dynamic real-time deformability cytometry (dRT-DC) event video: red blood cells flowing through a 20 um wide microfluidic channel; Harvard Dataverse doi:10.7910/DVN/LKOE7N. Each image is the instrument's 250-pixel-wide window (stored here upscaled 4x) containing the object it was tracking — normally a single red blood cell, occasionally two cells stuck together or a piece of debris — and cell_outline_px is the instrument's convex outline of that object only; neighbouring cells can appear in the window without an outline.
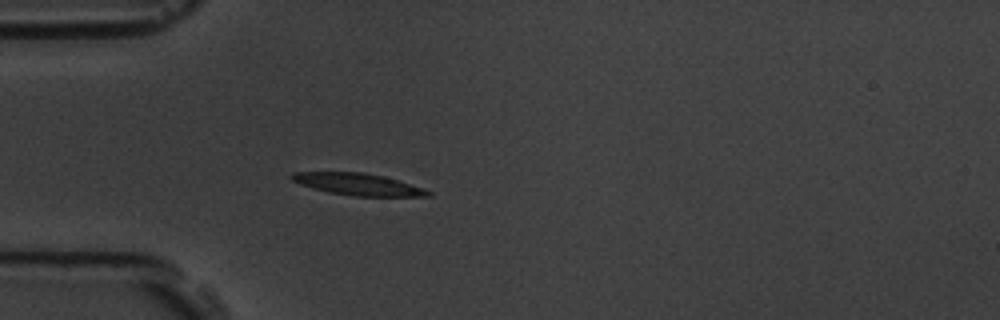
{"species": "common noctule bat (a hibernating species)", "species_latin": "Nyctalus noctula", "temperature_condition": "room temperature", "stored_images_in_passage": 4, "camera_frame_rate_fps": 3000, "um_per_image_px": 0.085, "animal": {"sex": "male", "body_mass_g": 19.5, "forearm_length_mm": 54.6}, "frame": {"image": 1, "passage_image": 4, "time_ms": 3.333, "image_size_px": [1000, 320], "cell_outline_px": [[432, 196], [352, 196], [328, 192], [312, 188], [300, 184], [292, 180], [288, 176], [292, 172], [364, 172], [384, 176], [424, 188], [432, 192]], "centroid_in_image_um": [30.41, 15.66], "position_along_channel_um": 54.6, "area_um2": 17.46}}